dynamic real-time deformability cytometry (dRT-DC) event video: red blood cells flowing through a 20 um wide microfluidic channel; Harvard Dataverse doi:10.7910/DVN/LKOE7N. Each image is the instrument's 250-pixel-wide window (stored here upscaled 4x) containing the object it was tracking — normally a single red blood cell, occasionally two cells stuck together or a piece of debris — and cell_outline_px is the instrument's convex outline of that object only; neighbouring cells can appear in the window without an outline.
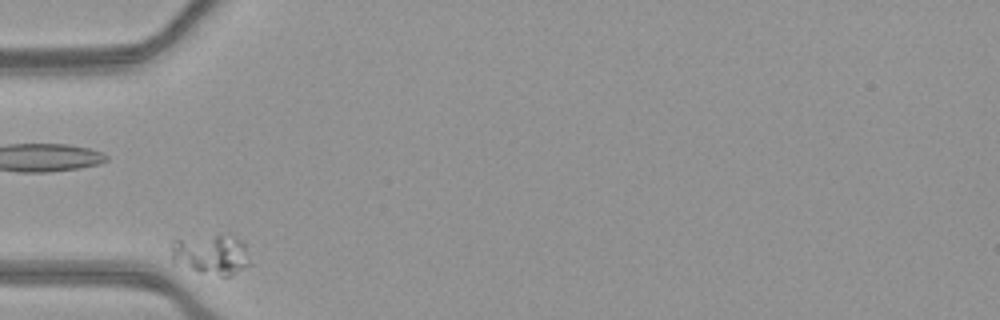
{"species": "common noctule bat (a hibernating species)", "species_latin": "Nyctalus noctula", "temperature_condition": "warm", "stored_images_in_passage": 31, "camera_frame_rate_fps": 3000, "um_per_image_px": 0.085, "animal": {"sex": "female", "body_mass_g": 21.9}, "frame": {"image": 1, "passage_image": 1, "time_ms": 0.0, "image_size_px": [1000, 320], "cell_outline_px": [[248, 264], [244, 268], [232, 276], [220, 276], [200, 272], [172, 260], [172, 240], [216, 236], [220, 236], [240, 240], [244, 244]], "centroid_in_image_um": [17.94, 21.67], "position_along_channel_um": 67.1, "area_um2": 17.4}}
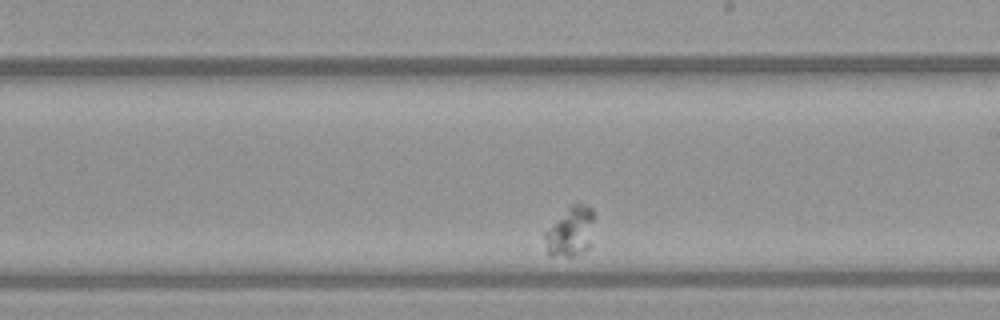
{"frame": {"image": 2, "passage_image": 19, "time_ms": 6.0, "image_size_px": [1000, 320], "cell_outline_px": [[592, 220], [588, 248], [580, 256], [548, 256], [544, 236], [544, 232], [572, 204], [580, 204], [592, 208]], "centroid_in_image_um": [48.44, 19.75], "position_along_channel_um": 240.6, "area_um2": 13.87}}
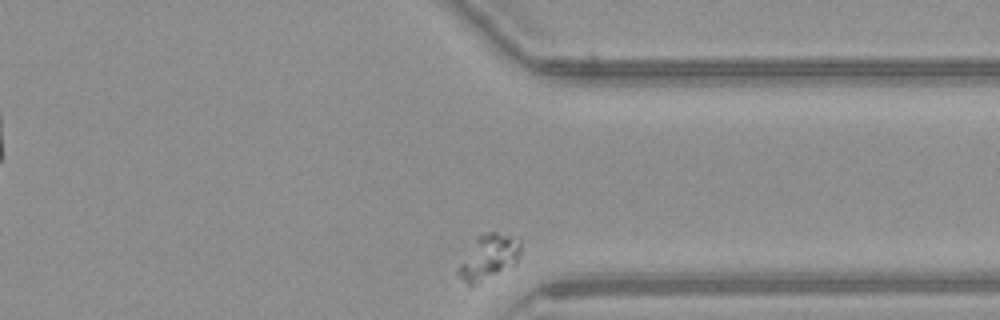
{"frame": {"image": 3, "passage_image": 31, "time_ms": 10.0, "image_size_px": [1000, 320], "cell_outline_px": [[520, 252], [516, 264], [472, 284], [468, 284], [456, 272], [456, 268], [476, 236], [488, 232], [496, 232], [520, 240]], "centroid_in_image_um": [41.51, 21.81], "position_along_channel_um": 369.9, "area_um2": 15.84}}